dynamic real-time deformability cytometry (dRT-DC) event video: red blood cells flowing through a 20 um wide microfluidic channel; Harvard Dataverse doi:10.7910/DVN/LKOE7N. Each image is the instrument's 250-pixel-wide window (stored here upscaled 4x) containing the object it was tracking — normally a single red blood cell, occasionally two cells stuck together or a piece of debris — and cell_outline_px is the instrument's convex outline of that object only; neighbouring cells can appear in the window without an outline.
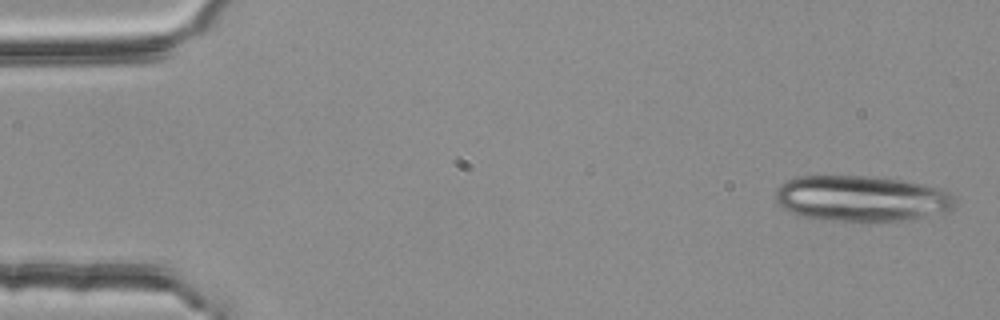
{"species": "common noctule bat (a hibernating species)", "species_latin": "Nyctalus noctula", "temperature_condition": "room temperature", "stored_images_in_passage": 4, "camera_frame_rate_fps": 3000, "um_per_image_px": 0.085, "animal": {"sex": "female", "body_mass_g": 25.1}, "frame": {"image": 1, "passage_image": 1, "time_ms": 0.0, "image_size_px": [1000, 320], "cell_outline_px": [[956, 204], [948, 212], [900, 220], [836, 220], [804, 216], [792, 212], [784, 208], [776, 200], [776, 188], [780, 184], [796, 176], [868, 176], [904, 180], [940, 188], [952, 196]], "centroid_in_image_um": [73.23, 16.84], "position_along_channel_um": 11.8, "area_um2": 47.22}}